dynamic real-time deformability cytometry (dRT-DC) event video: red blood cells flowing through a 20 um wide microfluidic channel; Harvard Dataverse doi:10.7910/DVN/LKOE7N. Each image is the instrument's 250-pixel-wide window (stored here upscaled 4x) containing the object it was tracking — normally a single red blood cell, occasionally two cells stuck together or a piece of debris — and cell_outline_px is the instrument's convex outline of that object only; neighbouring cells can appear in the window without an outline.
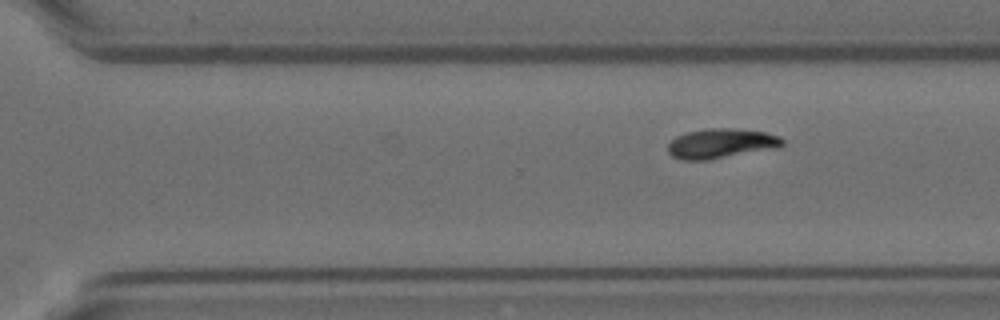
{"species": "Egyptian fruit bat (a non-hibernating species)", "species_latin": "Rousettus aegyptiacus", "temperature_condition": "room temperature", "stored_images_in_passage": 10, "segment_of_instrument_passage": [2, 2], "camera_frame_rate_fps": 3000, "um_per_image_px": 0.085, "animal": {"sex": "female"}, "frame": {"image": 1, "passage_image": 10, "time_ms": 3.0, "image_size_px": [1000, 320], "cell_outline_px": [[784, 144], [780, 148], [708, 160], [684, 160], [672, 156], [668, 152], [668, 144], [676, 136], [688, 132], [708, 128], [732, 128], [764, 132], [780, 136], [784, 140]], "centroid_in_image_um": [61.33, 12.2], "position_along_channel_um": 309.3, "area_um2": 20.0}}